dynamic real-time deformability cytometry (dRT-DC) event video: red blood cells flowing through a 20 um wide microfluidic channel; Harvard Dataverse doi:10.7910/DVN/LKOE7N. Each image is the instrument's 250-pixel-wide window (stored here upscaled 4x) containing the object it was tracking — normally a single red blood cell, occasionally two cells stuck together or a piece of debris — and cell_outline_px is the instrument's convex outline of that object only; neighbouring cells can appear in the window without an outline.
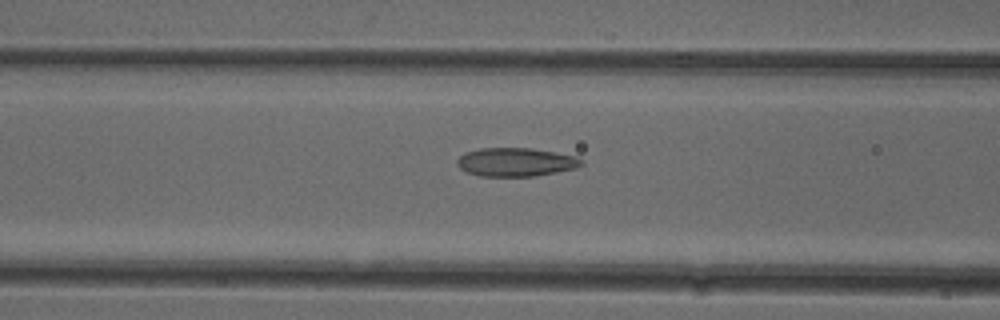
{"species": "common noctule bat (a hibernating species)", "species_latin": "Nyctalus noctula", "temperature_condition": "cold", "stored_images_in_passage": 42, "camera_frame_rate_fps": 3000, "um_per_image_px": 0.085, "animal": {"sex": "female"}, "frame": {"image": 1, "passage_image": 10, "time_ms": 3.0, "image_size_px": [1000, 320], "cell_outline_px": [[584, 164], [576, 168], [556, 172], [532, 176], [480, 176], [468, 172], [460, 168], [456, 164], [456, 160], [464, 152], [480, 148], [532, 148], [556, 152], [576, 156], [584, 160]], "centroid_in_image_um": [43.85, 13.77], "position_along_channel_um": 122.7, "area_um2": 20.81}}
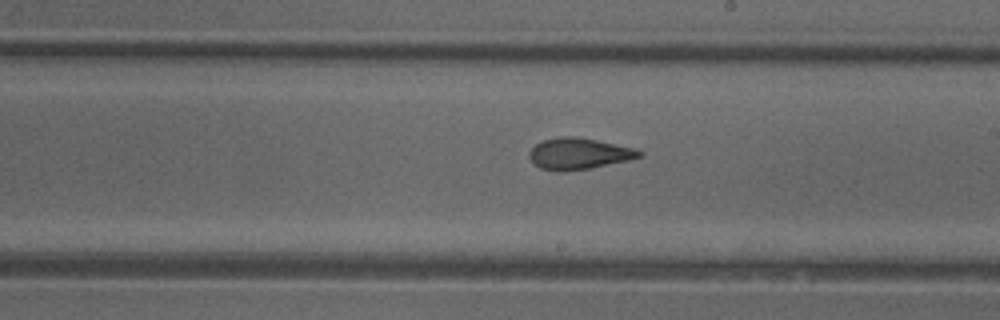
{"frame": {"image": 2, "passage_image": 19, "time_ms": 6.0, "image_size_px": [1000, 320], "cell_outline_px": [[644, 156], [628, 160], [588, 168], [564, 172], [556, 172], [540, 168], [528, 156], [528, 152], [536, 144], [544, 140], [560, 136], [572, 136], [596, 140], [636, 148], [644, 152]], "centroid_in_image_um": [49.21, 13.06], "position_along_channel_um": 239.8, "area_um2": 20.06}}
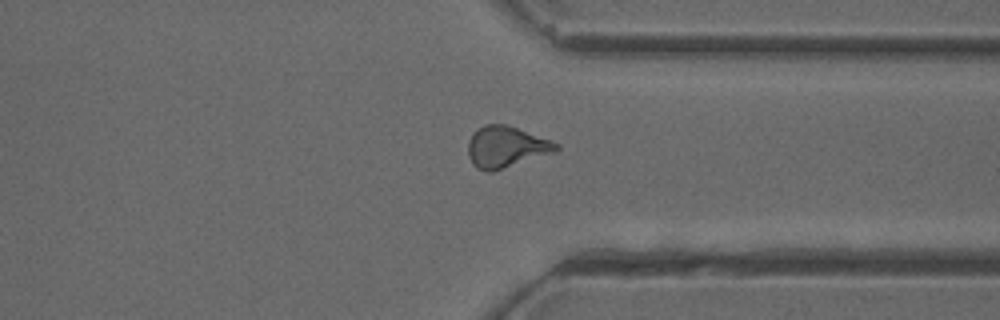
{"frame": {"image": 3, "passage_image": 29, "time_ms": 9.333, "image_size_px": [1000, 320], "cell_outline_px": [[560, 148], [552, 152], [492, 172], [488, 172], [476, 168], [472, 164], [468, 156], [468, 140], [484, 124], [504, 124], [552, 140], [560, 144]], "centroid_in_image_um": [42.99, 12.5], "position_along_channel_um": 368.4, "area_um2": 20.87}, "authors_computed_cell_mechanics": {"area_um2": 20.3167, "velocity_mm_per_s": 3.8915, "shape_relaxation_time_tau1_ms": 7.1403, "shape_relaxation_time_tau2_ms": 1.6592, "deformation_change_tau1": 0.1659, "deformation_change_tau2": 0.0793}}